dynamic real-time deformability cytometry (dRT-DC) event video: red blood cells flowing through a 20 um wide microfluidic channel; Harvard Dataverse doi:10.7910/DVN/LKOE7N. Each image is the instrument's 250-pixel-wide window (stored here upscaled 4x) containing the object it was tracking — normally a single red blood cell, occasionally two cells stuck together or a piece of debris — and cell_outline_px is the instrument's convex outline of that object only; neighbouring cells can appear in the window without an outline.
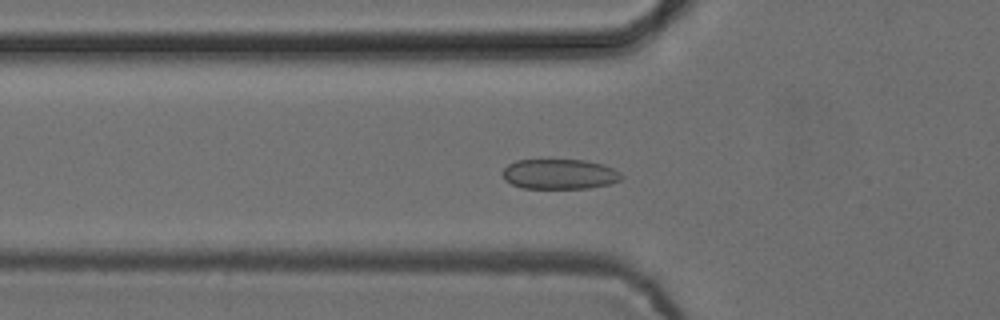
{"species": "common noctule bat (a hibernating species)", "species_latin": "Nyctalus noctula", "temperature_condition": "cold", "stored_images_in_passage": 52, "camera_frame_rate_fps": 3000, "um_per_image_px": 0.085, "animal": {"sex": "female", "body_mass_g": 24.6, "forearm_length_mm": 56.2}, "frame": {"image": 1, "passage_image": 17, "time_ms": 5.333, "image_size_px": [1000, 320], "cell_outline_px": [[624, 176], [620, 180], [608, 184], [588, 188], [524, 188], [512, 184], [504, 180], [500, 172], [508, 164], [516, 160], [584, 160], [604, 164], [620, 172]], "centroid_in_image_um": [47.54, 14.79], "position_along_channel_um": 78.3, "area_um2": 20.92}}
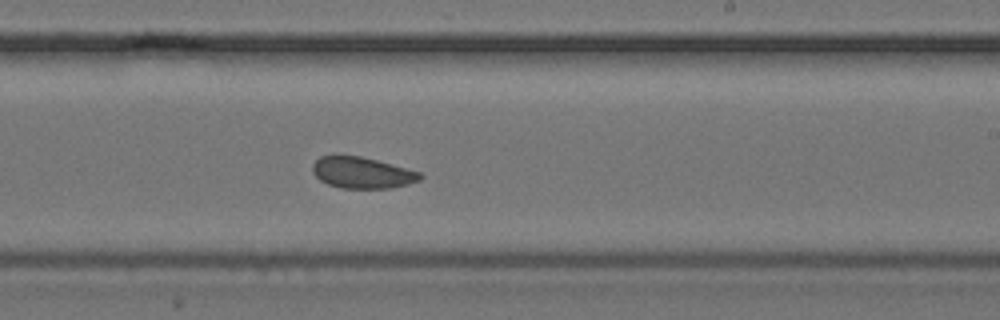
{"frame": {"image": 2, "passage_image": 31, "time_ms": 10.0, "image_size_px": [1000, 320], "cell_outline_px": [[424, 176], [420, 180], [408, 184], [392, 188], [340, 188], [328, 184], [320, 180], [312, 172], [312, 164], [320, 156], [332, 152], [336, 152], [360, 156], [376, 160], [420, 172]], "centroid_in_image_um": [30.71, 14.64], "position_along_channel_um": 258.3, "area_um2": 20.11}}
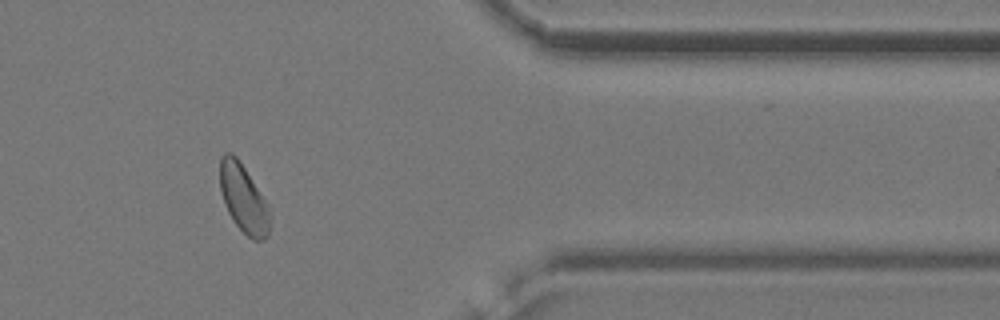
{"frame": {"image": 3, "passage_image": 43, "time_ms": 14.0, "image_size_px": [1000, 320], "cell_outline_px": [[272, 220], [268, 236], [264, 240], [252, 240], [232, 220], [224, 204], [220, 188], [220, 156], [224, 152], [232, 152], [236, 156], [244, 168], [264, 200]], "centroid_in_image_um": [20.68, 16.9], "position_along_channel_um": 390.7, "area_um2": 19.65}, "authors_computed_cell_mechanics": {"area_um2": 20.8369, "velocity_mm_per_s": 3.8439, "shape_relaxation_time_tau1_ms": null, "shape_relaxation_time_tau2_ms": 0.4475, "deformation_change_tau1": null, "deformation_change_tau2": 0.0563}}